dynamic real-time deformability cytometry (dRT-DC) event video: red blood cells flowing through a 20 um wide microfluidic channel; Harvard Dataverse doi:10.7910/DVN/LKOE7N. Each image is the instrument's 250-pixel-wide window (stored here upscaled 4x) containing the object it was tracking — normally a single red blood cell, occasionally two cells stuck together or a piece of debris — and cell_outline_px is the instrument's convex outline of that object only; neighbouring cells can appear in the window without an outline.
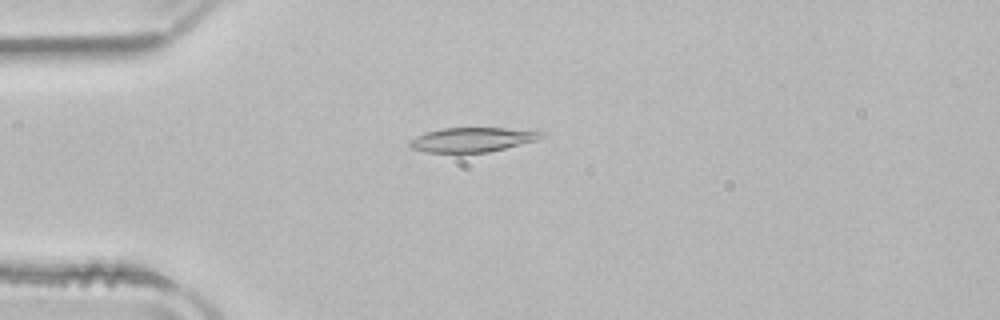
{"species": "common noctule bat (a hibernating species)", "species_latin": "Nyctalus noctula", "temperature_condition": "room temperature", "stored_images_in_passage": 51, "camera_frame_rate_fps": 3000, "um_per_image_px": 0.085, "animal": {"sex": "male", "body_mass_g": 21.5, "forearm_length_mm": 52.0}, "frame": {"image": 1, "passage_image": 13, "time_ms": 4.0, "image_size_px": [1000, 320], "cell_outline_px": [[544, 136], [536, 140], [488, 152], [424, 152], [412, 148], [408, 144], [408, 140], [416, 136], [428, 132], [444, 128], [504, 128], [544, 132]], "centroid_in_image_um": [40.1, 11.87], "position_along_channel_um": 44.9, "area_um2": 18.44}}
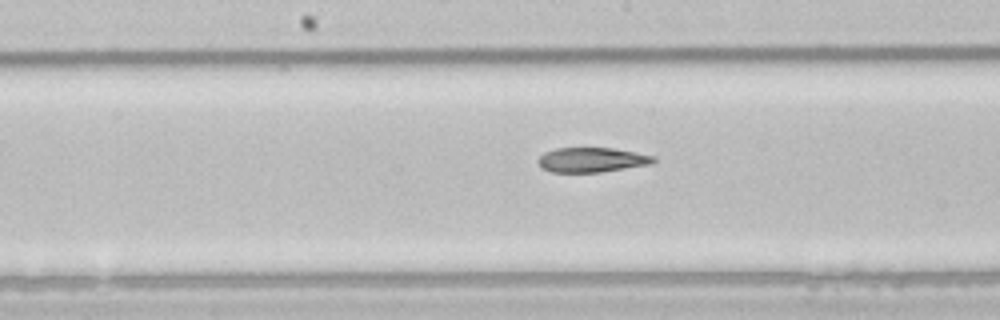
{"frame": {"image": 2, "passage_image": 26, "time_ms": 8.333, "image_size_px": [1000, 320], "cell_outline_px": [[656, 160], [652, 164], [600, 172], [552, 172], [540, 168], [536, 160], [544, 152], [556, 148], [612, 148], [636, 152], [656, 156]], "centroid_in_image_um": [50.29, 13.59], "position_along_channel_um": 197.9, "area_um2": 16.76}}
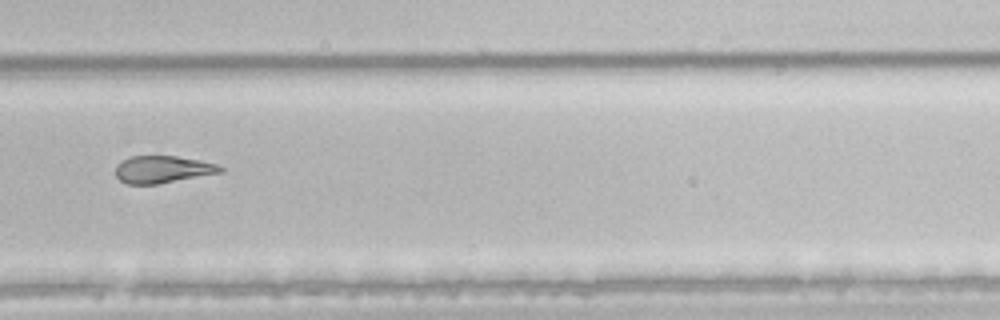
{"frame": {"image": 3, "passage_image": 35, "time_ms": 11.333, "image_size_px": [1000, 320], "cell_outline_px": [[224, 172], [156, 184], [128, 184], [120, 180], [116, 176], [116, 164], [132, 156], [176, 156], [200, 160], [216, 164], [224, 168]], "centroid_in_image_um": [13.84, 14.4], "position_along_channel_um": 316.0, "area_um2": 16.53}, "authors_computed_cell_mechanics": {"area_um2": 19.2474, "velocity_mm_per_s": 3.9663, "shape_relaxation_time_tau1_ms": null, "shape_relaxation_time_tau2_ms": 8.8301, "deformation_change_tau1": null, "deformation_change_tau2": 0.183}}